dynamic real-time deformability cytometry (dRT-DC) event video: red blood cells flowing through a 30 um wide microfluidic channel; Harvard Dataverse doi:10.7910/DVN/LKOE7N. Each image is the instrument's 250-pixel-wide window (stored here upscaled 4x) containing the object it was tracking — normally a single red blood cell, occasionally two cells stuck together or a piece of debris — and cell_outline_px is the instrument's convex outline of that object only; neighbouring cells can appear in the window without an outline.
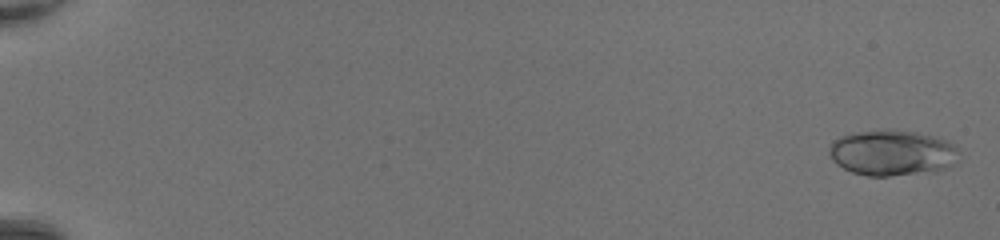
{"species": "common noctule bat (a hibernating species)", "species_latin": "Nyctalus noctula", "temperature_condition": "room temperature", "stored_images_in_passage": 49, "camera_frame_rate_fps": 3000, "um_per_image_px": 0.085, "animal": {"sex": "female", "body_mass_g": 20.0, "forearm_length_mm": 54.0}, "frame": {"image": 1, "passage_image": 2, "time_ms": 0.333, "image_size_px": [1000, 240], "cell_outline_px": [[960, 152], [956, 164], [948, 168], [932, 172], [888, 176], [868, 176], [852, 172], [836, 164], [832, 160], [828, 152], [828, 148], [832, 140], [840, 136], [856, 132], [888, 128], [916, 132], [948, 140], [956, 144]], "centroid_in_image_um": [75.86, 12.98], "position_along_channel_um": 9.1, "area_um2": 35.37}}